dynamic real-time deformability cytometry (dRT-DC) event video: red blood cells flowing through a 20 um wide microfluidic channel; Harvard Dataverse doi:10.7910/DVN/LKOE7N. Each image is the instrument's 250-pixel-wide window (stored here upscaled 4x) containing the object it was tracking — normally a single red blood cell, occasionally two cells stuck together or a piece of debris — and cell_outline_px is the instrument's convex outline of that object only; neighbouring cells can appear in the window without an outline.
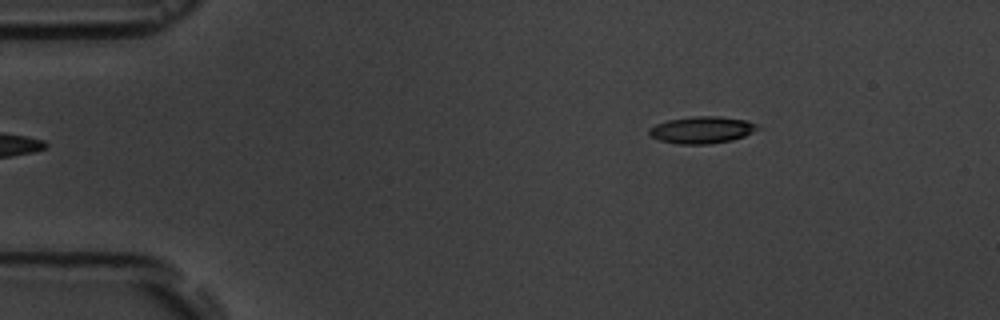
{"species": "common noctule bat (a hibernating species)", "species_latin": "Nyctalus noctula", "temperature_condition": "room temperature", "stored_images_in_passage": 2, "camera_frame_rate_fps": 3000, "um_per_image_px": 0.085, "animal": {"sex": "male", "body_mass_g": 19.5, "forearm_length_mm": 54.6}, "frame": {"image": 1, "passage_image": 2, "time_ms": 1.0, "image_size_px": [1000, 320], "cell_outline_px": [[764, 128], [744, 136], [732, 140], [708, 144], [680, 144], [660, 140], [652, 136], [648, 132], [648, 128], [656, 124], [668, 120], [692, 116], [720, 116], [748, 120], [760, 124]], "centroid_in_image_um": [59.75, 11.03], "position_along_channel_um": 25.3, "area_um2": 17.28}}